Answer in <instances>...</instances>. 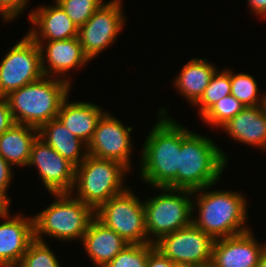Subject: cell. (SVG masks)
<instances>
[{"label": "cell", "mask_w": 266, "mask_h": 267, "mask_svg": "<svg viewBox=\"0 0 266 267\" xmlns=\"http://www.w3.org/2000/svg\"><path fill=\"white\" fill-rule=\"evenodd\" d=\"M166 107L158 109L159 119L151 128L141 154V180L152 188L178 189L181 124L171 119Z\"/></svg>", "instance_id": "1"}, {"label": "cell", "mask_w": 266, "mask_h": 267, "mask_svg": "<svg viewBox=\"0 0 266 267\" xmlns=\"http://www.w3.org/2000/svg\"><path fill=\"white\" fill-rule=\"evenodd\" d=\"M213 186L193 191L192 210L197 209L198 216L192 217V223L214 239L251 230L245 226L248 218L246 197L239 191H210Z\"/></svg>", "instance_id": "2"}, {"label": "cell", "mask_w": 266, "mask_h": 267, "mask_svg": "<svg viewBox=\"0 0 266 267\" xmlns=\"http://www.w3.org/2000/svg\"><path fill=\"white\" fill-rule=\"evenodd\" d=\"M225 154L212 138L194 133L181 124L178 189L194 191L215 185L228 165Z\"/></svg>", "instance_id": "3"}, {"label": "cell", "mask_w": 266, "mask_h": 267, "mask_svg": "<svg viewBox=\"0 0 266 267\" xmlns=\"http://www.w3.org/2000/svg\"><path fill=\"white\" fill-rule=\"evenodd\" d=\"M65 80L43 76L5 97L15 123L39 128L56 119L63 100L70 94Z\"/></svg>", "instance_id": "4"}, {"label": "cell", "mask_w": 266, "mask_h": 267, "mask_svg": "<svg viewBox=\"0 0 266 267\" xmlns=\"http://www.w3.org/2000/svg\"><path fill=\"white\" fill-rule=\"evenodd\" d=\"M51 195L55 200L33 216L34 239L46 242L43 235H47L68 242L82 240L95 211L71 193Z\"/></svg>", "instance_id": "5"}, {"label": "cell", "mask_w": 266, "mask_h": 267, "mask_svg": "<svg viewBox=\"0 0 266 267\" xmlns=\"http://www.w3.org/2000/svg\"><path fill=\"white\" fill-rule=\"evenodd\" d=\"M129 172L117 161L87 155L75 168V181L70 193L96 211L111 197L127 189L128 186L123 181L124 175Z\"/></svg>", "instance_id": "6"}, {"label": "cell", "mask_w": 266, "mask_h": 267, "mask_svg": "<svg viewBox=\"0 0 266 267\" xmlns=\"http://www.w3.org/2000/svg\"><path fill=\"white\" fill-rule=\"evenodd\" d=\"M160 189L161 193L144 200L145 225L150 243L192 223L193 191L187 189Z\"/></svg>", "instance_id": "7"}, {"label": "cell", "mask_w": 266, "mask_h": 267, "mask_svg": "<svg viewBox=\"0 0 266 267\" xmlns=\"http://www.w3.org/2000/svg\"><path fill=\"white\" fill-rule=\"evenodd\" d=\"M111 197L95 211V217L129 244H147L143 201L129 189Z\"/></svg>", "instance_id": "8"}, {"label": "cell", "mask_w": 266, "mask_h": 267, "mask_svg": "<svg viewBox=\"0 0 266 267\" xmlns=\"http://www.w3.org/2000/svg\"><path fill=\"white\" fill-rule=\"evenodd\" d=\"M0 63V98L44 76L39 45L25 34Z\"/></svg>", "instance_id": "9"}, {"label": "cell", "mask_w": 266, "mask_h": 267, "mask_svg": "<svg viewBox=\"0 0 266 267\" xmlns=\"http://www.w3.org/2000/svg\"><path fill=\"white\" fill-rule=\"evenodd\" d=\"M215 239L193 223L154 243L163 255L178 266L210 267Z\"/></svg>", "instance_id": "10"}, {"label": "cell", "mask_w": 266, "mask_h": 267, "mask_svg": "<svg viewBox=\"0 0 266 267\" xmlns=\"http://www.w3.org/2000/svg\"><path fill=\"white\" fill-rule=\"evenodd\" d=\"M121 0L103 3L78 30V38L85 56L92 61L117 40L126 25Z\"/></svg>", "instance_id": "11"}, {"label": "cell", "mask_w": 266, "mask_h": 267, "mask_svg": "<svg viewBox=\"0 0 266 267\" xmlns=\"http://www.w3.org/2000/svg\"><path fill=\"white\" fill-rule=\"evenodd\" d=\"M131 126L126 127L118 118L105 112L99 119L92 138L87 144V153L90 156L114 160L132 169Z\"/></svg>", "instance_id": "12"}, {"label": "cell", "mask_w": 266, "mask_h": 267, "mask_svg": "<svg viewBox=\"0 0 266 267\" xmlns=\"http://www.w3.org/2000/svg\"><path fill=\"white\" fill-rule=\"evenodd\" d=\"M27 166H35L38 169L43 186L49 193L72 191L76 167L39 137L32 145Z\"/></svg>", "instance_id": "13"}, {"label": "cell", "mask_w": 266, "mask_h": 267, "mask_svg": "<svg viewBox=\"0 0 266 267\" xmlns=\"http://www.w3.org/2000/svg\"><path fill=\"white\" fill-rule=\"evenodd\" d=\"M265 243H258L253 230L215 239L210 267H257Z\"/></svg>", "instance_id": "14"}, {"label": "cell", "mask_w": 266, "mask_h": 267, "mask_svg": "<svg viewBox=\"0 0 266 267\" xmlns=\"http://www.w3.org/2000/svg\"><path fill=\"white\" fill-rule=\"evenodd\" d=\"M8 210L0 213L4 220L0 223V267H17L34 240V220L19 213L13 216Z\"/></svg>", "instance_id": "15"}, {"label": "cell", "mask_w": 266, "mask_h": 267, "mask_svg": "<svg viewBox=\"0 0 266 267\" xmlns=\"http://www.w3.org/2000/svg\"><path fill=\"white\" fill-rule=\"evenodd\" d=\"M35 42L40 48L44 76L59 78L71 84L72 81L70 77L67 78V73L90 62L82 50L78 37Z\"/></svg>", "instance_id": "16"}, {"label": "cell", "mask_w": 266, "mask_h": 267, "mask_svg": "<svg viewBox=\"0 0 266 267\" xmlns=\"http://www.w3.org/2000/svg\"><path fill=\"white\" fill-rule=\"evenodd\" d=\"M54 2V5H41L29 12L28 19L33 26L27 34L34 41H55L78 37L79 27L63 8L56 1Z\"/></svg>", "instance_id": "17"}, {"label": "cell", "mask_w": 266, "mask_h": 267, "mask_svg": "<svg viewBox=\"0 0 266 267\" xmlns=\"http://www.w3.org/2000/svg\"><path fill=\"white\" fill-rule=\"evenodd\" d=\"M241 144L266 150V105L246 106L220 127Z\"/></svg>", "instance_id": "18"}, {"label": "cell", "mask_w": 266, "mask_h": 267, "mask_svg": "<svg viewBox=\"0 0 266 267\" xmlns=\"http://www.w3.org/2000/svg\"><path fill=\"white\" fill-rule=\"evenodd\" d=\"M86 254L96 267H105L125 246V241L114 230L100 222L96 217L90 222L81 240Z\"/></svg>", "instance_id": "19"}, {"label": "cell", "mask_w": 266, "mask_h": 267, "mask_svg": "<svg viewBox=\"0 0 266 267\" xmlns=\"http://www.w3.org/2000/svg\"><path fill=\"white\" fill-rule=\"evenodd\" d=\"M68 97L69 95L63 100L57 119L74 136L88 144L99 119L106 111L91 102H69Z\"/></svg>", "instance_id": "20"}, {"label": "cell", "mask_w": 266, "mask_h": 267, "mask_svg": "<svg viewBox=\"0 0 266 267\" xmlns=\"http://www.w3.org/2000/svg\"><path fill=\"white\" fill-rule=\"evenodd\" d=\"M38 137L75 167L88 155L87 144L74 136L57 118L41 125L38 128Z\"/></svg>", "instance_id": "21"}, {"label": "cell", "mask_w": 266, "mask_h": 267, "mask_svg": "<svg viewBox=\"0 0 266 267\" xmlns=\"http://www.w3.org/2000/svg\"><path fill=\"white\" fill-rule=\"evenodd\" d=\"M207 59L192 58L180 70L173 81V87L179 91L181 96L194 105L202 96L209 85L212 75L217 68Z\"/></svg>", "instance_id": "22"}, {"label": "cell", "mask_w": 266, "mask_h": 267, "mask_svg": "<svg viewBox=\"0 0 266 267\" xmlns=\"http://www.w3.org/2000/svg\"><path fill=\"white\" fill-rule=\"evenodd\" d=\"M38 128L15 123L0 136V156L13 166H26Z\"/></svg>", "instance_id": "23"}, {"label": "cell", "mask_w": 266, "mask_h": 267, "mask_svg": "<svg viewBox=\"0 0 266 267\" xmlns=\"http://www.w3.org/2000/svg\"><path fill=\"white\" fill-rule=\"evenodd\" d=\"M215 71L209 85L204 90L200 99L194 104L199 107V116L202 117L217 101L231 94V70L224 68Z\"/></svg>", "instance_id": "24"}, {"label": "cell", "mask_w": 266, "mask_h": 267, "mask_svg": "<svg viewBox=\"0 0 266 267\" xmlns=\"http://www.w3.org/2000/svg\"><path fill=\"white\" fill-rule=\"evenodd\" d=\"M258 84L254 76L248 73L231 71V95L245 106L266 105V94H259ZM260 95V96H259Z\"/></svg>", "instance_id": "25"}, {"label": "cell", "mask_w": 266, "mask_h": 267, "mask_svg": "<svg viewBox=\"0 0 266 267\" xmlns=\"http://www.w3.org/2000/svg\"><path fill=\"white\" fill-rule=\"evenodd\" d=\"M245 107L237 98L230 94L217 101L200 120L204 121L207 126L219 128L228 120L234 118Z\"/></svg>", "instance_id": "26"}, {"label": "cell", "mask_w": 266, "mask_h": 267, "mask_svg": "<svg viewBox=\"0 0 266 267\" xmlns=\"http://www.w3.org/2000/svg\"><path fill=\"white\" fill-rule=\"evenodd\" d=\"M47 242L34 239L17 267H62Z\"/></svg>", "instance_id": "27"}, {"label": "cell", "mask_w": 266, "mask_h": 267, "mask_svg": "<svg viewBox=\"0 0 266 267\" xmlns=\"http://www.w3.org/2000/svg\"><path fill=\"white\" fill-rule=\"evenodd\" d=\"M153 243L128 244L105 267H146Z\"/></svg>", "instance_id": "28"}, {"label": "cell", "mask_w": 266, "mask_h": 267, "mask_svg": "<svg viewBox=\"0 0 266 267\" xmlns=\"http://www.w3.org/2000/svg\"><path fill=\"white\" fill-rule=\"evenodd\" d=\"M78 26L84 25L95 11L105 3L103 0H54Z\"/></svg>", "instance_id": "29"}, {"label": "cell", "mask_w": 266, "mask_h": 267, "mask_svg": "<svg viewBox=\"0 0 266 267\" xmlns=\"http://www.w3.org/2000/svg\"><path fill=\"white\" fill-rule=\"evenodd\" d=\"M29 0H0V15L3 21L10 22L17 19L24 12Z\"/></svg>", "instance_id": "30"}, {"label": "cell", "mask_w": 266, "mask_h": 267, "mask_svg": "<svg viewBox=\"0 0 266 267\" xmlns=\"http://www.w3.org/2000/svg\"><path fill=\"white\" fill-rule=\"evenodd\" d=\"M12 167L0 156V197L10 206L11 198L8 197V187L13 180Z\"/></svg>", "instance_id": "31"}, {"label": "cell", "mask_w": 266, "mask_h": 267, "mask_svg": "<svg viewBox=\"0 0 266 267\" xmlns=\"http://www.w3.org/2000/svg\"><path fill=\"white\" fill-rule=\"evenodd\" d=\"M15 124L10 106L5 98H0V136Z\"/></svg>", "instance_id": "32"}, {"label": "cell", "mask_w": 266, "mask_h": 267, "mask_svg": "<svg viewBox=\"0 0 266 267\" xmlns=\"http://www.w3.org/2000/svg\"><path fill=\"white\" fill-rule=\"evenodd\" d=\"M146 267H178V265L154 247L148 254Z\"/></svg>", "instance_id": "33"}, {"label": "cell", "mask_w": 266, "mask_h": 267, "mask_svg": "<svg viewBox=\"0 0 266 267\" xmlns=\"http://www.w3.org/2000/svg\"><path fill=\"white\" fill-rule=\"evenodd\" d=\"M253 14L266 19V0H247Z\"/></svg>", "instance_id": "34"}, {"label": "cell", "mask_w": 266, "mask_h": 267, "mask_svg": "<svg viewBox=\"0 0 266 267\" xmlns=\"http://www.w3.org/2000/svg\"><path fill=\"white\" fill-rule=\"evenodd\" d=\"M257 267H266V247L264 248L259 265Z\"/></svg>", "instance_id": "35"}, {"label": "cell", "mask_w": 266, "mask_h": 267, "mask_svg": "<svg viewBox=\"0 0 266 267\" xmlns=\"http://www.w3.org/2000/svg\"><path fill=\"white\" fill-rule=\"evenodd\" d=\"M10 206L0 197V213L4 212Z\"/></svg>", "instance_id": "36"}]
</instances>
